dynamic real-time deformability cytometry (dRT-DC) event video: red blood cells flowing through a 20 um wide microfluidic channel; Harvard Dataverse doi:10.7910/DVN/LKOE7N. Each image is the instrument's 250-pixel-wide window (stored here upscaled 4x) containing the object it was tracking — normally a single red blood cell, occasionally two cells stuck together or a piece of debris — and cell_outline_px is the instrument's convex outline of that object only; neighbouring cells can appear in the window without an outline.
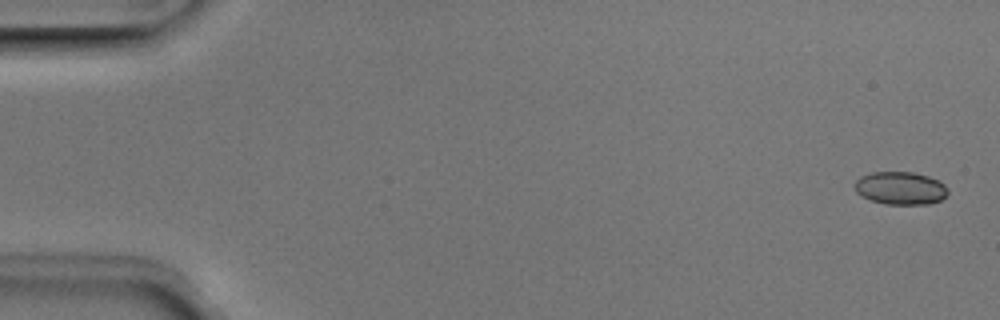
{"species": "Egyptian fruit bat (a non-hibernating species)", "species_latin": "Rousettus aegyptiacus", "temperature_condition": "room temperature", "stored_images_in_passage": 52, "camera_frame_rate_fps": 3000, "um_per_image_px": 0.085, "animal": {"sex": "male"}, "frame": {"image": 1, "passage_image": 2, "time_ms": 0.333, "image_size_px": [1000, 320], "cell_outline_px": [[948, 192], [940, 200], [928, 204], [884, 204], [860, 196], [856, 192], [856, 180], [860, 176], [872, 172], [912, 172], [928, 176], [940, 180], [948, 188]], "centroid_in_image_um": [76.55, 15.99], "position_along_channel_um": 8.5, "area_um2": 17.86}}
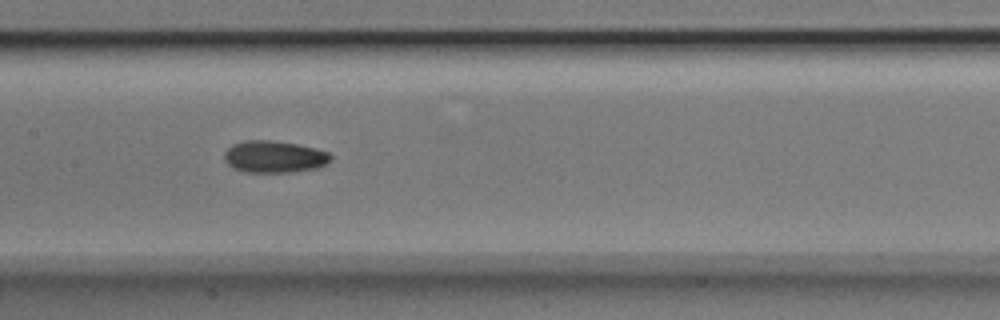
{"frame": {"image": 2, "passage_image": 26, "time_ms": 8.333, "image_size_px": [1000, 320], "cell_outline_px": [[332, 160], [316, 168], [292, 172], [244, 172], [232, 168], [224, 160], [224, 152], [232, 144], [244, 140], [272, 140], [296, 144], [316, 148], [328, 152], [332, 156]], "centroid_in_image_um": [23.28, 13.32], "position_along_channel_um": 184.1, "area_um2": 19.94}}
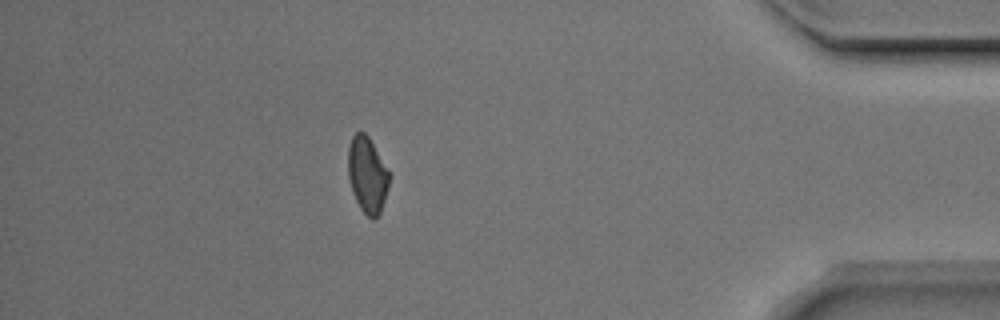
{"frame": {"image": 3, "passage_image": 46, "time_ms": 15.0, "image_size_px": [1000, 320], "cell_outline_px": [[388, 188], [380, 212], [376, 220], [372, 220], [360, 208], [352, 192], [348, 176], [348, 148], [352, 136], [356, 132], [364, 132], [368, 136], [388, 172]], "centroid_in_image_um": [31.19, 14.88], "position_along_channel_um": 404.0, "area_um2": 17.86}, "authors_computed_cell_mechanics": {"area_um2": 18.4093, "velocity_mm_per_s": 3.9564, "shape_relaxation_time_tau1_ms": 2.0847, "shape_relaxation_time_tau2_ms": 4.7868, "deformation_change_tau1": 0.1238, "deformation_change_tau2": 0.0974}}